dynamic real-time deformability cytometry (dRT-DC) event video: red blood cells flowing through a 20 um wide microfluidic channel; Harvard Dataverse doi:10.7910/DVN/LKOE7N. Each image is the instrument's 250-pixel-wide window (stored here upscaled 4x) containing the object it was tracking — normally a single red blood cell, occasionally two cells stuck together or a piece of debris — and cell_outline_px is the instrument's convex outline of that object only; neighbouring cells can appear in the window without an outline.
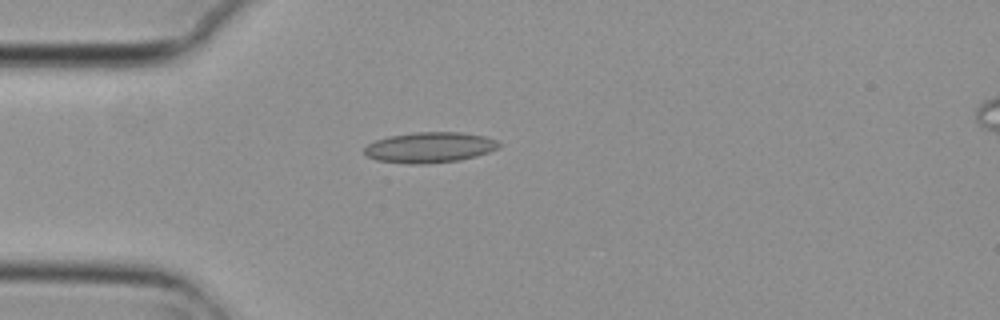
{"species": "common noctule bat (a hibernating species)", "species_latin": "Nyctalus noctula", "temperature_condition": "cold", "stored_images_in_passage": 5, "camera_frame_rate_fps": 3000, "um_per_image_px": 0.085, "animal": {"sex": "female", "body_mass_g": 29.2, "forearm_length_mm": 56.3}, "frame": {"image": 1, "passage_image": 4, "time_ms": 1.0, "image_size_px": [1000, 320], "cell_outline_px": [[500, 144], [496, 148], [488, 152], [476, 156], [460, 160], [424, 164], [412, 164], [376, 160], [368, 156], [364, 152], [364, 148], [368, 144], [376, 140], [388, 136], [412, 132], [460, 132], [484, 136], [496, 140]], "centroid_in_image_um": [36.5, 12.52], "position_along_channel_um": 48.5, "area_um2": 23.87}}